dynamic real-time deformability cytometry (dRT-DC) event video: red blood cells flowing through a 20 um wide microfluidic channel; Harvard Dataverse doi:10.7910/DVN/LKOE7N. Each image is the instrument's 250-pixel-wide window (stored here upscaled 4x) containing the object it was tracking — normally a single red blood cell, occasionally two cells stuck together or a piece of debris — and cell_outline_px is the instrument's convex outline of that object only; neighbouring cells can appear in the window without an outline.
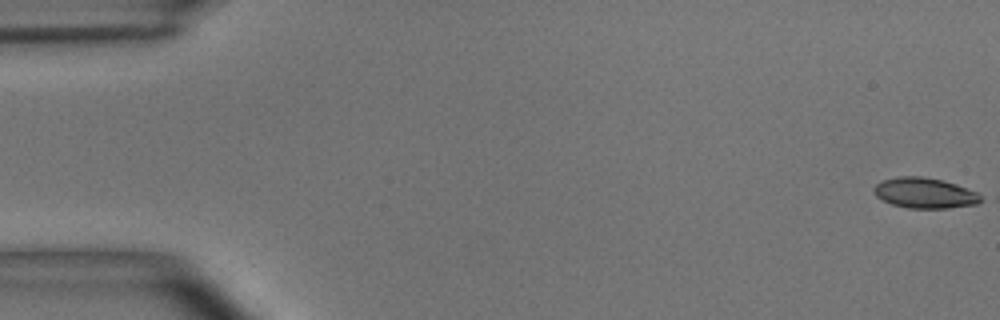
{"species": "common noctule bat (a hibernating species)", "species_latin": "Nyctalus noctula", "temperature_condition": "room temperature", "stored_images_in_passage": 13, "camera_frame_rate_fps": 3000, "um_per_image_px": 0.085, "animal": {"sex": "male", "body_mass_g": 15.6}, "frame": {"image": 1, "passage_image": 1, "time_ms": 0.0, "image_size_px": [1000, 320], "cell_outline_px": [[984, 200], [976, 204], [948, 208], [908, 208], [892, 204], [876, 196], [872, 188], [880, 180], [896, 176], [924, 176], [956, 184], [976, 192], [984, 196]], "centroid_in_image_um": [78.6, 16.4], "position_along_channel_um": 6.4, "area_um2": 19.13}}